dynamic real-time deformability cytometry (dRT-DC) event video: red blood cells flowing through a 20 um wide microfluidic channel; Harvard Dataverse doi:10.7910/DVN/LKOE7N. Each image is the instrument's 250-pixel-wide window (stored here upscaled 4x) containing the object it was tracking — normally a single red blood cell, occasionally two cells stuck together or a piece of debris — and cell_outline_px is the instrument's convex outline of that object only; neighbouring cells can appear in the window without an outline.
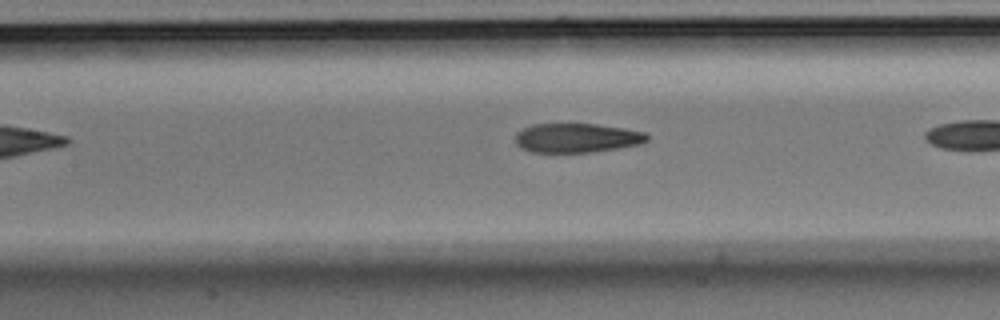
{"species": "Egyptian fruit bat (a non-hibernating species)", "species_latin": "Rousettus aegyptiacus", "temperature_condition": "room temperature", "stored_images_in_passage": 6, "camera_frame_rate_fps": 3000, "um_per_image_px": 0.085, "animal": {"sex": "male"}, "frame": {"image": 1, "passage_image": 6, "time_ms": 1.667, "image_size_px": [1000, 320], "cell_outline_px": [[648, 140], [640, 144], [592, 152], [532, 152], [520, 148], [516, 144], [516, 132], [532, 124], [596, 124], [624, 128], [644, 132], [648, 136]], "centroid_in_image_um": [49.0, 11.72], "position_along_channel_um": 158.4, "area_um2": 22.37}}